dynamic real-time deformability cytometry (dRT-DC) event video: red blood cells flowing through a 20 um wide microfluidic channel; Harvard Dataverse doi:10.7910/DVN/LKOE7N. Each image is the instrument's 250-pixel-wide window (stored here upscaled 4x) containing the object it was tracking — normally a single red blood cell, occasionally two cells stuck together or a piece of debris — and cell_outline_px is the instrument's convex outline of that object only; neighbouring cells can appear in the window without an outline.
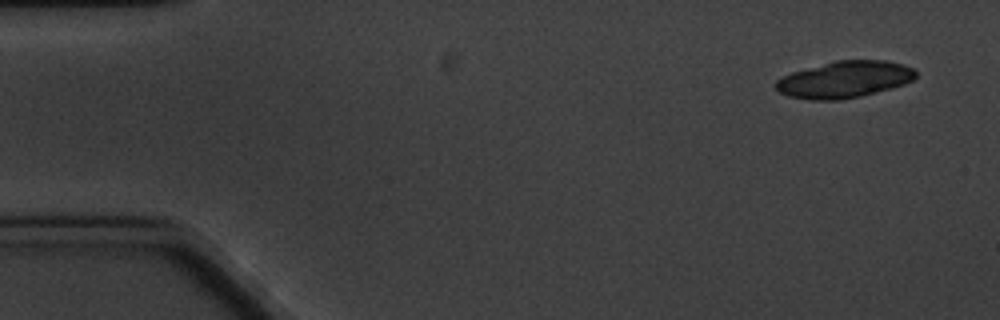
{"species": "common noctule bat (a hibernating species)", "species_latin": "Nyctalus noctula", "temperature_condition": "cold", "stored_images_in_passage": 10, "camera_frame_rate_fps": 3000, "um_per_image_px": 0.085, "animal": {"sex": "male", "body_mass_g": 20.1, "forearm_length_mm": 53.5}, "frame": {"image": 1, "passage_image": 1, "time_ms": 0.0, "image_size_px": [1000, 320], "cell_outline_px": [[916, 76], [912, 80], [904, 84], [892, 88], [860, 96], [840, 100], [812, 100], [788, 96], [780, 92], [772, 84], [776, 80], [792, 72], [836, 60], [884, 60], [904, 64], [912, 68], [916, 72]], "centroid_in_image_um": [71.77, 6.76], "position_along_channel_um": 13.2, "area_um2": 29.88}}